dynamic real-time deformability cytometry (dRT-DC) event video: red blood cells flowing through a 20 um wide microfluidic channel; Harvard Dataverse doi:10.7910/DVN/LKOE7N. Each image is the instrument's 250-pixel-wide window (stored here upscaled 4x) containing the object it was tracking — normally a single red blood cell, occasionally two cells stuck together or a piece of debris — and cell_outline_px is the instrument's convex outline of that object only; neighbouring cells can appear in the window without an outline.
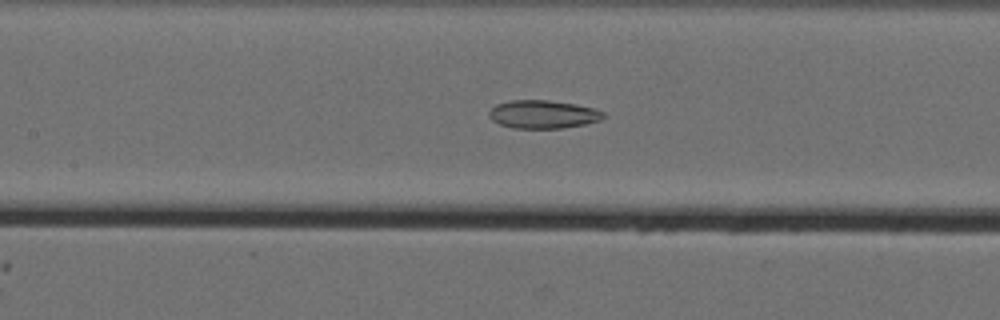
{"species": "Egyptian fruit bat (a non-hibernating species)", "species_latin": "Rousettus aegyptiacus", "temperature_condition": "cold", "stored_images_in_passage": 61, "camera_frame_rate_fps": 3000, "um_per_image_px": 0.085, "animal": {"sex": "female"}, "frame": {"image": 1, "passage_image": 33, "time_ms": 10.667, "image_size_px": [1000, 320], "cell_outline_px": [[604, 116], [600, 120], [584, 124], [564, 128], [512, 128], [500, 124], [492, 120], [488, 116], [488, 112], [496, 104], [512, 100], [548, 100], [576, 104], [596, 108], [604, 112]], "centroid_in_image_um": [46.15, 9.71], "position_along_channel_um": 161.2, "area_um2": 18.84}}
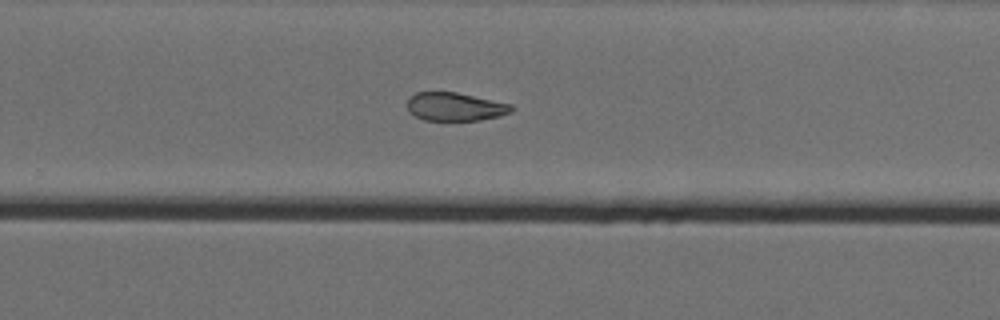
{"frame": {"image": 2, "passage_image": 44, "time_ms": 14.333, "image_size_px": [1000, 320], "cell_outline_px": [[512, 112], [500, 116], [480, 120], [424, 120], [408, 112], [408, 96], [416, 92], [456, 92], [512, 104]], "centroid_in_image_um": [38.67, 9.07], "position_along_channel_um": 291.1, "area_um2": 17.22}}
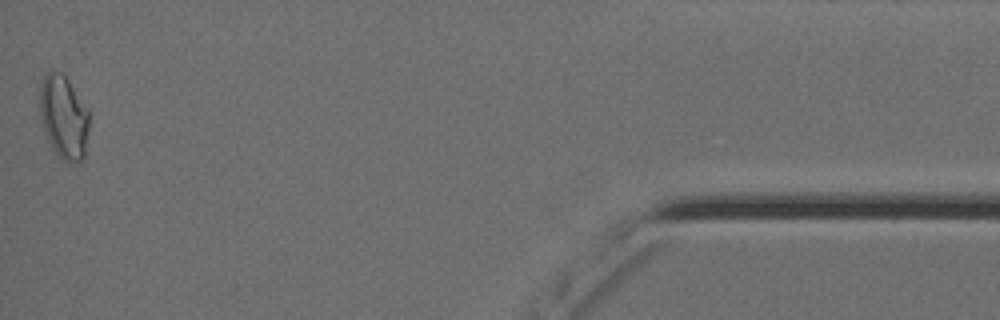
{"frame": {"image": 3, "passage_image": 61, "time_ms": 20.0, "image_size_px": [1000, 320], "cell_outline_px": [[88, 128], [84, 160], [80, 164], [68, 164], [52, 148], [44, 128], [40, 116], [40, 84], [44, 76], [52, 68], [60, 72], [68, 80], [88, 112]], "centroid_in_image_um": [5.41, 9.98], "position_along_channel_um": 429.8, "area_um2": 23.81}, "authors_computed_cell_mechanics": {"area_um2": 21.9062, "velocity_mm_per_s": 3.5661, "shape_relaxation_time_tau1_ms": null, "shape_relaxation_time_tau2_ms": 3.4459, "deformation_change_tau1": null, "deformation_change_tau2": 0.085}}